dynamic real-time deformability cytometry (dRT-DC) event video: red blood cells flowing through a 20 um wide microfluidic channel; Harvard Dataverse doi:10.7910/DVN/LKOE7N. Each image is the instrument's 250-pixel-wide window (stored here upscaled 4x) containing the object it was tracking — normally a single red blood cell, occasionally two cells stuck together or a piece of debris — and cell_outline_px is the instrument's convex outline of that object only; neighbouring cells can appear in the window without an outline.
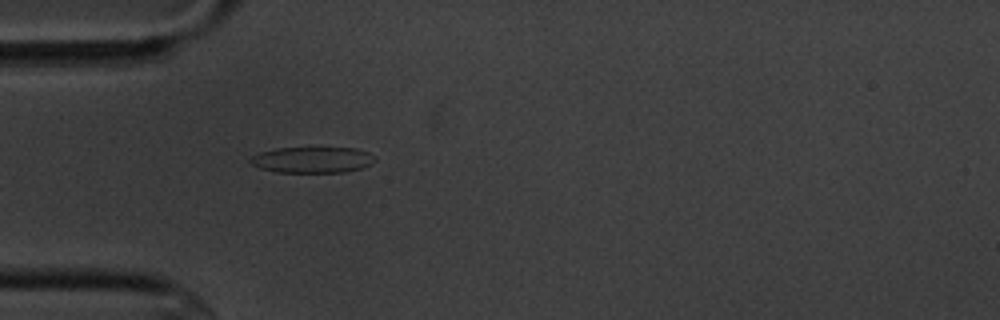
{"species": "common noctule bat (a hibernating species)", "species_latin": "Nyctalus noctula", "temperature_condition": "cold", "stored_images_in_passage": 4, "camera_frame_rate_fps": 3000, "um_per_image_px": 0.085, "animal": {"sex": "male", "body_mass_g": 20.1, "forearm_length_mm": 53.5}, "frame": {"image": 1, "passage_image": 4, "time_ms": 3.667, "image_size_px": [1000, 320], "cell_outline_px": [[376, 160], [372, 164], [364, 168], [344, 172], [276, 172], [260, 168], [252, 164], [248, 160], [252, 156], [260, 152], [276, 148], [356, 148], [368, 152], [376, 156]], "centroid_in_image_um": [26.59, 13.59], "position_along_channel_um": 58.4, "area_um2": 19.02}}